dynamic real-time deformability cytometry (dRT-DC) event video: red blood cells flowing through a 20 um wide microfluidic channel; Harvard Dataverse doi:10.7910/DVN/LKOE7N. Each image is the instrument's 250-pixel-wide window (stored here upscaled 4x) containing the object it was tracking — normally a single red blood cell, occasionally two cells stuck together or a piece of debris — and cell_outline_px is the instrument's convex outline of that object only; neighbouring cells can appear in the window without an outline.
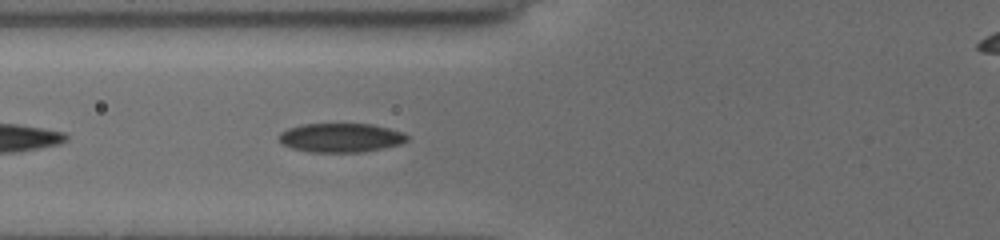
{"species": "common noctule bat (a hibernating species)", "species_latin": "Nyctalus noctula", "temperature_condition": "cold", "stored_images_in_passage": 8, "camera_frame_rate_fps": 3000, "um_per_image_px": 0.085, "animal": {"sex": "female", "body_mass_g": 19.5, "forearm_length_mm": 54.1}, "frame": {"image": 1, "passage_image": 5, "time_ms": 1.333, "image_size_px": [1000, 240], "cell_outline_px": [[408, 140], [400, 144], [360, 152], [312, 152], [292, 148], [284, 144], [276, 136], [280, 132], [288, 128], [304, 124], [372, 124], [388, 128], [400, 132], [408, 136]], "centroid_in_image_um": [28.93, 11.7], "position_along_channel_um": 96.9, "area_um2": 21.44}}